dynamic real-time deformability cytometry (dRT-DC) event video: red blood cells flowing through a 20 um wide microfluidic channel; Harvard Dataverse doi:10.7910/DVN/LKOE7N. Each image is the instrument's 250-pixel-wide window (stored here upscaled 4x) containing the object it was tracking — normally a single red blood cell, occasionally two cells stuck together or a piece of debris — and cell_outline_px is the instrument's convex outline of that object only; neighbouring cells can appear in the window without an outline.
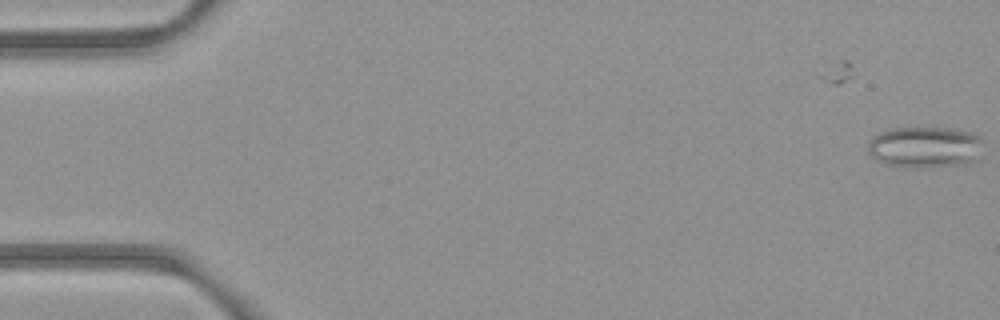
{"species": "common noctule bat (a hibernating species)", "species_latin": "Nyctalus noctula", "temperature_condition": "room temperature", "stored_images_in_passage": 9, "camera_frame_rate_fps": 3000, "um_per_image_px": 0.085, "animal": {"sex": "female", "body_mass_g": 21.9}, "frame": {"image": 1, "passage_image": 2, "time_ms": 1.333, "image_size_px": [1000, 320], "cell_outline_px": [[980, 140], [976, 160], [972, 164], [920, 168], [884, 164], [876, 160], [868, 152], [868, 140], [872, 136], [880, 132], [892, 128], [948, 128], [972, 132], [980, 136]], "centroid_in_image_um": [78.58, 12.51], "position_along_channel_um": 6.4, "area_um2": 27.86}}
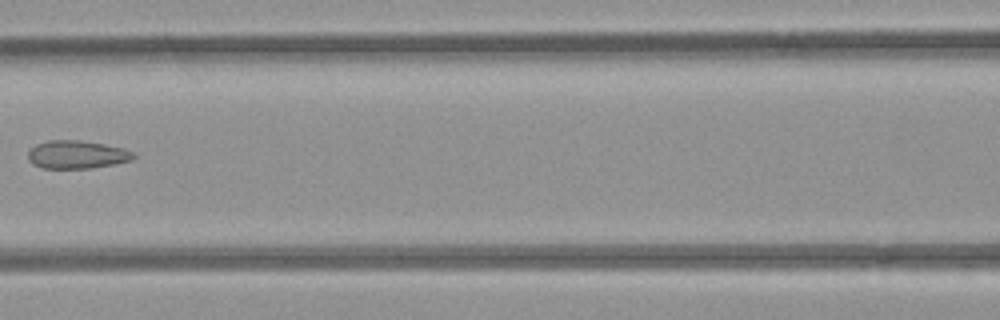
{"frame": {"image": 2, "passage_image": 9, "time_ms": 9.333, "image_size_px": [1000, 320], "cell_outline_px": [[136, 156], [132, 160], [116, 164], [92, 168], [44, 168], [32, 164], [28, 160], [28, 152], [36, 144], [48, 140], [80, 140], [104, 144], [124, 148], [132, 152]], "centroid_in_image_um": [6.54, 13.14], "position_along_channel_um": 160.1, "area_um2": 17.34}}